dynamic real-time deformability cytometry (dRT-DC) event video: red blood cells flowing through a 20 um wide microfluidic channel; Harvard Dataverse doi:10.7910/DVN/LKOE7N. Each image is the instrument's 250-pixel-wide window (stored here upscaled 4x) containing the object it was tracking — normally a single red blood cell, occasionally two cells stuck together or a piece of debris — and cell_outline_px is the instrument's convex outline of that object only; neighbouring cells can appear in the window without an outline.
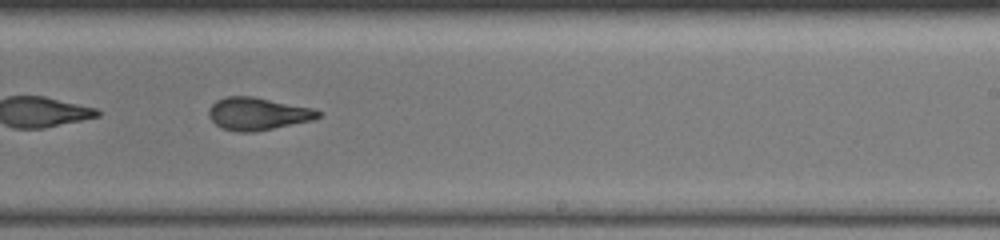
{"species": "common noctule bat (a hibernating species)", "species_latin": "Nyctalus noctula", "temperature_condition": "warm", "stored_images_in_passage": 61, "camera_frame_rate_fps": 3000, "um_per_image_px": 0.085, "animal": {"sex": "female", "body_mass_g": 19.5, "forearm_length_mm": 54.1}, "frame": {"image": 1, "passage_image": 44, "time_ms": 14.333, "image_size_px": [1000, 240], "cell_outline_px": [[320, 116], [312, 120], [256, 132], [236, 132], [220, 128], [208, 116], [208, 108], [216, 100], [224, 96], [252, 96], [312, 108], [320, 112]], "centroid_in_image_um": [21.85, 9.67], "position_along_channel_um": 267.2, "area_um2": 20.81}}